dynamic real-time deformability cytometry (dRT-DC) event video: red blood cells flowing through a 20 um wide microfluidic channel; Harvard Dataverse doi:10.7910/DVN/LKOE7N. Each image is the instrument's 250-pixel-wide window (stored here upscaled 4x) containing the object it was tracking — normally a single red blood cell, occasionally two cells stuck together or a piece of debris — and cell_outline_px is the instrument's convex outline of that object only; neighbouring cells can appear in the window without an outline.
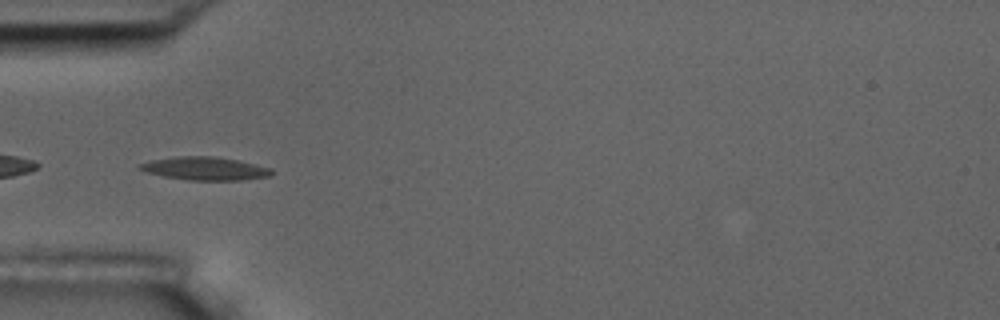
{"species": "common noctule bat (a hibernating species)", "species_latin": "Nyctalus noctula", "temperature_condition": "room temperature", "stored_images_in_passage": 56, "segment_of_instrument_passage": [2, 2], "camera_frame_rate_fps": 3000, "um_per_image_px": 0.085, "animal": {"sex": "male", "body_mass_g": 17.5, "forearm_length_mm": 52.3}, "frame": {"image": 1, "passage_image": 18, "time_ms": 5.667, "image_size_px": [1000, 320], "cell_outline_px": [[272, 172], [268, 176], [240, 180], [188, 180], [160, 176], [136, 168], [140, 164], [152, 160], [176, 156], [212, 156], [236, 160], [272, 168]], "centroid_in_image_um": [17.37, 14.32], "position_along_channel_um": 67.6, "area_um2": 17.63}}
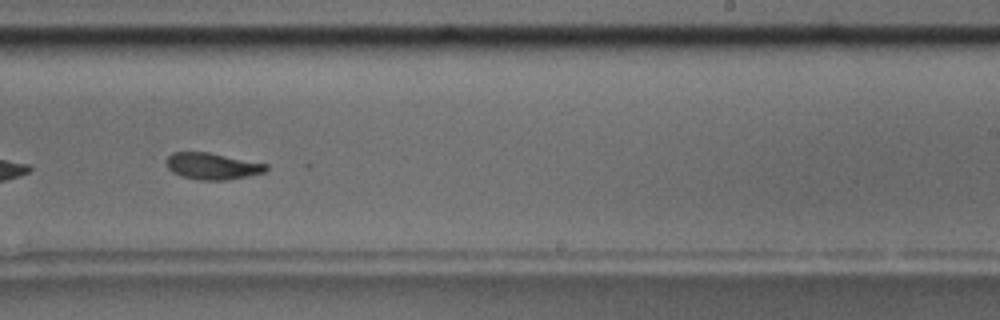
{"frame": {"image": 2, "passage_image": 35, "time_ms": 11.333, "image_size_px": [1000, 320], "cell_outline_px": [[268, 168], [264, 172], [248, 176], [224, 180], [200, 180], [180, 176], [172, 172], [168, 168], [164, 160], [172, 152], [208, 152], [268, 164]], "centroid_in_image_um": [18.01, 14.12], "position_along_channel_um": 271.0, "area_um2": 15.49}}